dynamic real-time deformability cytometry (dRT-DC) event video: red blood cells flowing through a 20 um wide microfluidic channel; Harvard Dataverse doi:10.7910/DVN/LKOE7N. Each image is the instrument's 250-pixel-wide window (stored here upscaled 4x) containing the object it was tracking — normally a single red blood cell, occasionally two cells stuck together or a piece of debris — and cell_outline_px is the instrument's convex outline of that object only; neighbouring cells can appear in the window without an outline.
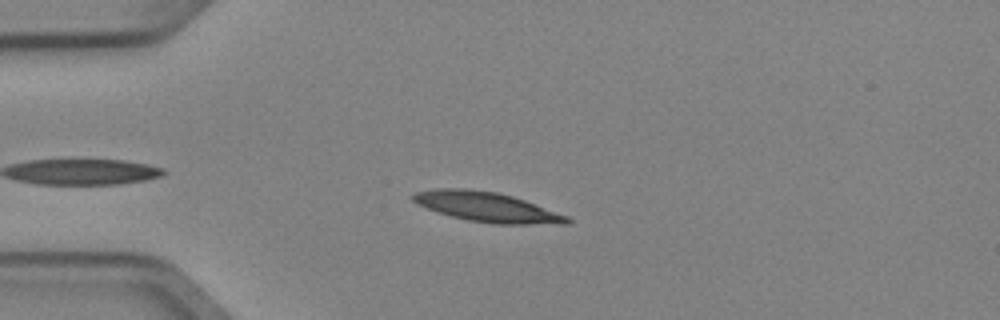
{"species": "Egyptian fruit bat (a non-hibernating species)", "species_latin": "Rousettus aegyptiacus", "temperature_condition": "cold", "stored_images_in_passage": 3, "camera_frame_rate_fps": 3000, "um_per_image_px": 0.085, "animal": {"sex": "female"}, "frame": {"image": 1, "passage_image": 3, "time_ms": 0.667, "image_size_px": [1000, 320], "cell_outline_px": [[572, 220], [568, 224], [492, 224], [468, 220], [452, 216], [416, 204], [412, 200], [412, 196], [416, 192], [436, 188], [468, 188], [496, 192], [512, 196], [524, 200], [568, 216]], "centroid_in_image_um": [41.4, 17.59], "position_along_channel_um": 43.6, "area_um2": 26.59}}